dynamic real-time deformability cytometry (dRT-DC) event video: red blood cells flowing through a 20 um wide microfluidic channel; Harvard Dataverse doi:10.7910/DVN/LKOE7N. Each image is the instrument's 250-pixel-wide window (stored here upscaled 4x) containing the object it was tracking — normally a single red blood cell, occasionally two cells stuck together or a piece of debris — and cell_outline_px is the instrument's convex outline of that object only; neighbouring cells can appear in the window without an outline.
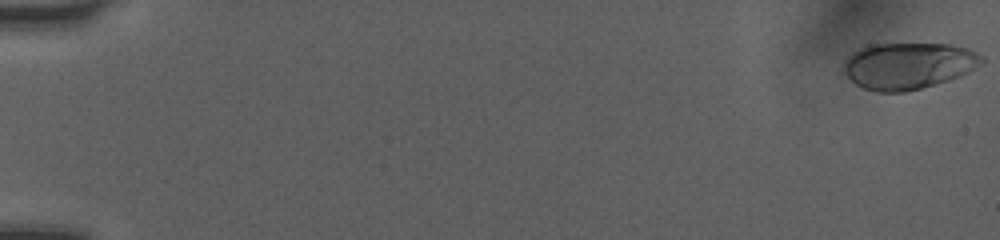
{"species": "human", "species_latin": "Homo sapiens", "temperature_condition": "room temperature", "stored_images_in_passage": 8, "camera_frame_rate_fps": 3000, "um_per_image_px": 0.085, "donor": {"sex": "female"}, "frame": {"image": 1, "passage_image": 1, "time_ms": 0.0, "image_size_px": [1000, 240], "cell_outline_px": [[984, 60], [968, 72], [960, 76], [936, 84], [904, 92], [876, 92], [864, 88], [856, 84], [844, 72], [844, 60], [852, 52], [860, 48], [872, 44], [948, 44], [968, 48], [984, 56]], "centroid_in_image_um": [77.2, 5.58], "position_along_channel_um": 7.8, "area_um2": 37.34}}
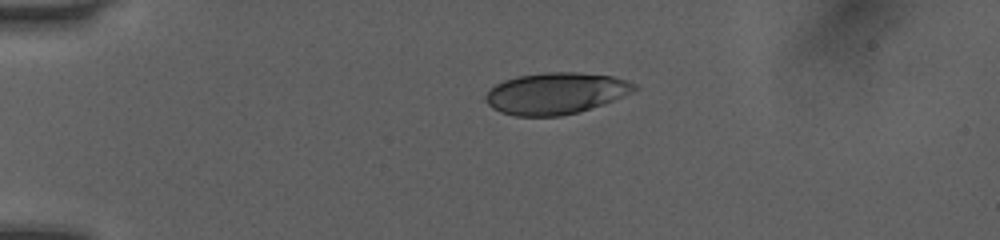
{"frame": {"image": 2, "passage_image": 5, "time_ms": 1.333, "image_size_px": [1000, 240], "cell_outline_px": [[640, 88], [612, 100], [576, 112], [560, 116], [516, 116], [500, 112], [492, 108], [484, 100], [484, 96], [496, 84], [504, 80], [520, 76], [548, 72], [576, 72], [612, 76], [628, 80], [636, 84]], "centroid_in_image_um": [47.22, 7.93], "position_along_channel_um": 37.8, "area_um2": 35.6}}
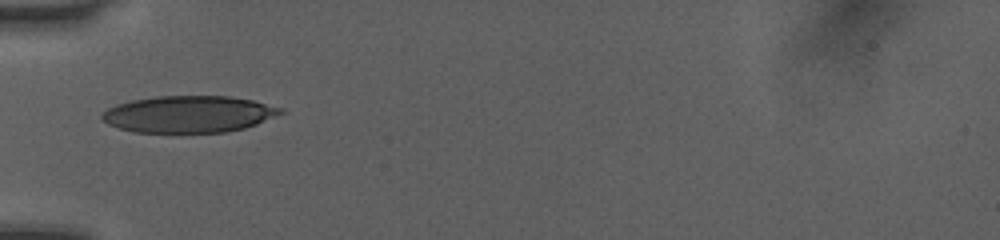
{"frame": {"image": 3, "passage_image": 7, "time_ms": 2.0, "image_size_px": [1000, 240], "cell_outline_px": [[284, 112], [256, 124], [244, 128], [224, 132], [136, 132], [120, 128], [108, 124], [100, 120], [100, 112], [116, 104], [132, 100], [156, 96], [232, 96], [252, 100], [284, 108]], "centroid_in_image_um": [16.01, 9.69], "position_along_channel_um": 69.0, "area_um2": 38.32}}